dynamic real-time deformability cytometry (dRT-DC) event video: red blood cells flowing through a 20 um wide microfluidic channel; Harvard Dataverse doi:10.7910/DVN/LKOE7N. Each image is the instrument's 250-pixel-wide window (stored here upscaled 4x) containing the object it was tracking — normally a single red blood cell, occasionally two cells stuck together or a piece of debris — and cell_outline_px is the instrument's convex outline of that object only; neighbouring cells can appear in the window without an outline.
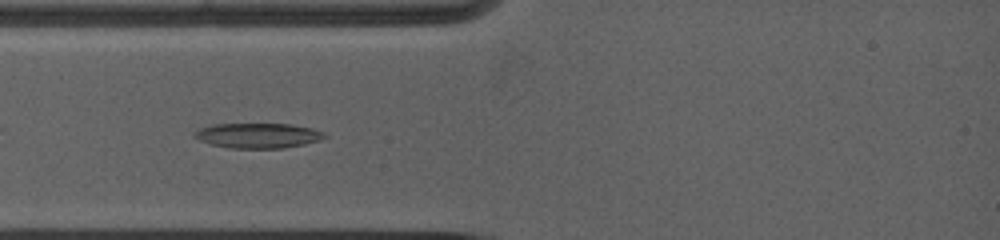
{"species": "common noctule bat (a hibernating species)", "species_latin": "Nyctalus noctula", "temperature_condition": "warm", "stored_images_in_passage": 46, "camera_frame_rate_fps": 5000, "um_per_image_px": 0.085, "animal": {"sex": "female", "body_mass_g": 19.0, "forearm_length_mm": 53.3}, "frame": {"image": 1, "passage_image": 7, "time_ms": 1.4, "image_size_px": [1000, 240], "cell_outline_px": [[328, 136], [320, 140], [304, 144], [284, 148], [228, 148], [212, 144], [200, 140], [192, 136], [192, 132], [196, 128], [212, 124], [292, 124], [312, 128], [324, 132]], "centroid_in_image_um": [21.89, 11.51], "position_along_channel_um": 63.1, "area_um2": 19.19}}
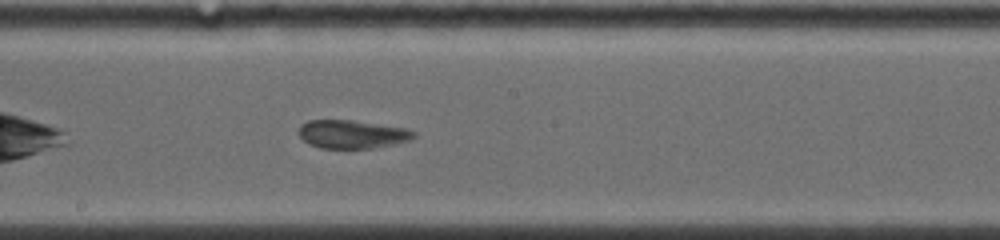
{"frame": {"image": 2, "passage_image": 24, "time_ms": 5.4, "image_size_px": [1000, 240], "cell_outline_px": [[416, 136], [408, 140], [376, 148], [320, 148], [308, 144], [296, 132], [300, 124], [308, 120], [352, 120], [404, 128], [416, 132]], "centroid_in_image_um": [29.86, 11.4], "position_along_channel_um": 218.3, "area_um2": 19.02}}
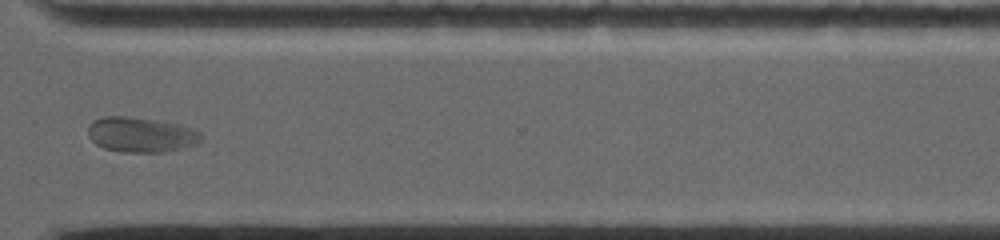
{"frame": {"image": 3, "passage_image": 36, "time_ms": 9.0, "image_size_px": [1000, 240], "cell_outline_px": [[204, 136], [196, 144], [164, 152], [124, 152], [104, 148], [96, 144], [88, 136], [88, 124], [92, 120], [104, 116], [124, 116], [156, 120], [180, 124], [192, 128], [200, 132]], "centroid_in_image_um": [11.97, 11.44], "position_along_channel_um": 358.6, "area_um2": 23.18}, "authors_computed_cell_mechanics": {"area_um2": 19.5075, "velocity_mm_per_s": 3.8873, "shape_relaxation_time_tau1_ms": null, "shape_relaxation_time_tau2_ms": 1.663, "deformation_change_tau1": null, "deformation_change_tau2": 0.0691}}